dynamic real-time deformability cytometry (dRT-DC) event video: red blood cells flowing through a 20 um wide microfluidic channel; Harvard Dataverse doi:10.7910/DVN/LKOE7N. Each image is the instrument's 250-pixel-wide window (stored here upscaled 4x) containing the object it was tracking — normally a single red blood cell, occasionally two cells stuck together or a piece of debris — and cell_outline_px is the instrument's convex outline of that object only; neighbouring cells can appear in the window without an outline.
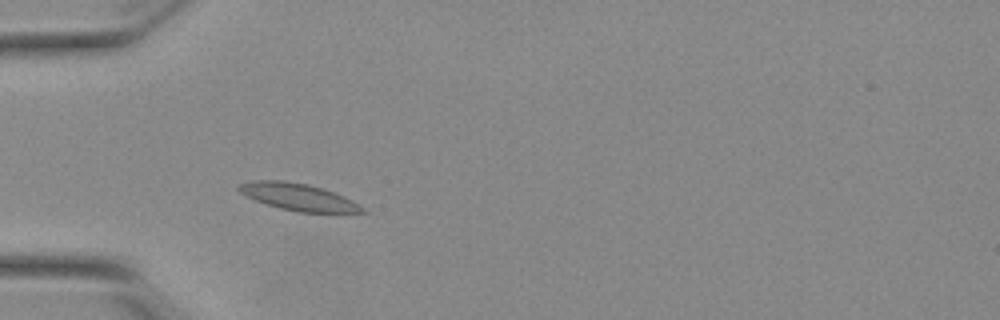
{"species": "Egyptian fruit bat (a non-hibernating species)", "species_latin": "Rousettus aegyptiacus", "temperature_condition": "warm", "stored_images_in_passage": 50, "camera_frame_rate_fps": 3000, "um_per_image_px": 0.085, "animal": {"sex": "female"}, "frame": {"image": 1, "passage_image": 13, "time_ms": 4.0, "image_size_px": [1000, 320], "cell_outline_px": [[368, 212], [300, 212], [280, 208], [244, 196], [236, 188], [236, 184], [252, 180], [284, 180], [304, 184], [320, 188], [332, 192], [352, 200], [364, 208]], "centroid_in_image_um": [25.27, 16.73], "position_along_channel_um": 59.7, "area_um2": 19.13}}
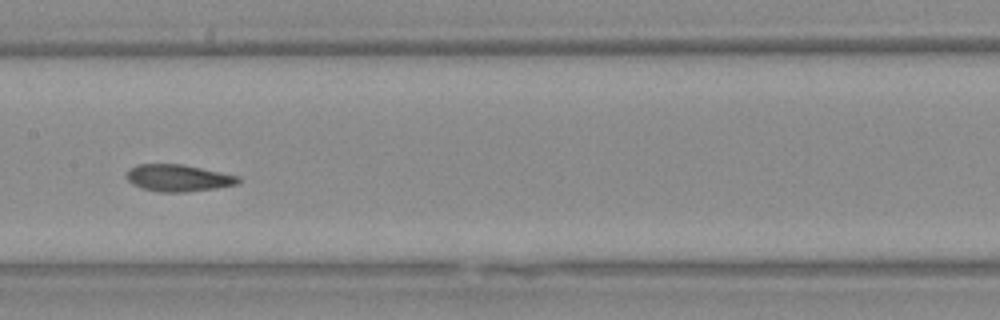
{"frame": {"image": 2, "passage_image": 24, "time_ms": 7.667, "image_size_px": [1000, 320], "cell_outline_px": [[240, 180], [236, 184], [216, 188], [184, 192], [160, 192], [140, 188], [132, 184], [124, 176], [128, 168], [140, 164], [180, 164], [240, 176]], "centroid_in_image_um": [15.09, 15.13], "position_along_channel_um": 192.3, "area_um2": 17.51}}
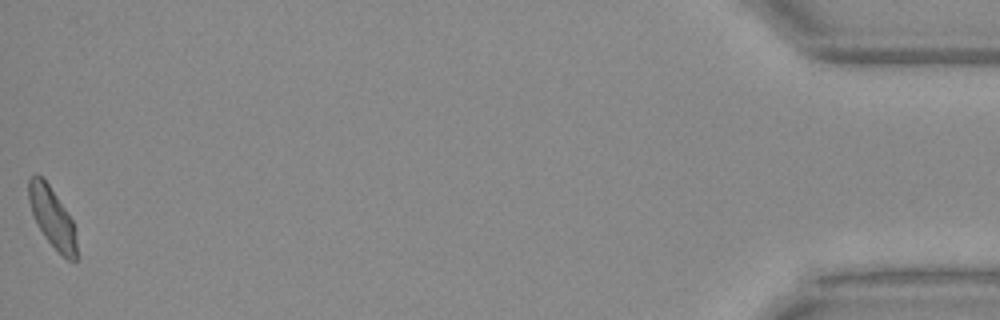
{"frame": {"image": 3, "passage_image": 50, "time_ms": 16.333, "image_size_px": [1000, 320], "cell_outline_px": [[76, 260], [68, 260], [44, 236], [32, 212], [28, 200], [28, 180], [36, 172], [48, 184], [72, 220], [76, 228]], "centroid_in_image_um": [4.43, 18.46], "position_along_channel_um": 430.8, "area_um2": 16.3}, "authors_computed_cell_mechanics": {"area_um2": 17.4267, "velocity_mm_per_s": 3.8057, "shape_relaxation_time_tau1_ms": null, "shape_relaxation_time_tau2_ms": 1.88, "deformation_change_tau1": null, "deformation_change_tau2": 0.0717}}